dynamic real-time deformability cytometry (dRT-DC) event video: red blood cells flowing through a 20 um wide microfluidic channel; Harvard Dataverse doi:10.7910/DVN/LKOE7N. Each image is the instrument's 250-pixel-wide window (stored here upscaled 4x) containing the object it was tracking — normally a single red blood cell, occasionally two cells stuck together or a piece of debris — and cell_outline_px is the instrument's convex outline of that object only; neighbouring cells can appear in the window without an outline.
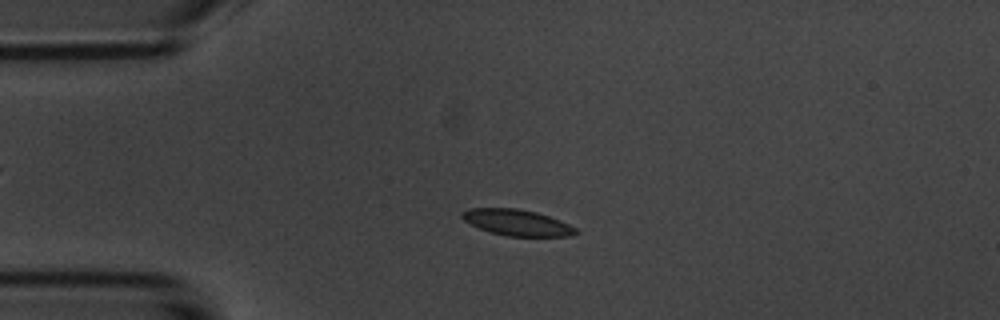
{"species": "common noctule bat (a hibernating species)", "species_latin": "Nyctalus noctula", "temperature_condition": "room temperature", "stored_images_in_passage": 53, "camera_frame_rate_fps": 3000, "um_per_image_px": 0.085, "animal": {"sex": "male", "body_mass_g": 20.1, "forearm_length_mm": 53.5}, "frame": {"image": 1, "passage_image": 12, "time_ms": 3.667, "image_size_px": [1000, 320], "cell_outline_px": [[580, 232], [572, 236], [508, 236], [492, 232], [480, 228], [464, 220], [460, 216], [460, 212], [468, 208], [516, 208], [536, 212], [560, 220], [576, 228]], "centroid_in_image_um": [43.95, 18.91], "position_along_channel_um": 41.0, "area_um2": 17.22}}
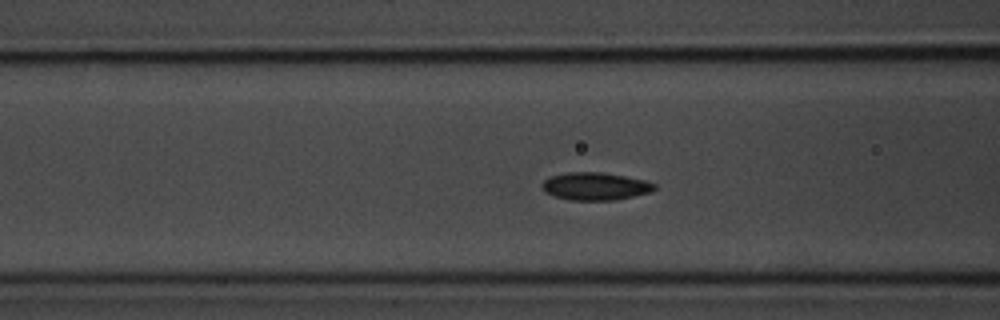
{"frame": {"image": 2, "passage_image": 20, "time_ms": 6.333, "image_size_px": [1000, 320], "cell_outline_px": [[656, 188], [652, 192], [616, 200], [568, 200], [552, 196], [544, 192], [540, 188], [540, 184], [544, 180], [552, 176], [568, 172], [600, 172], [624, 176], [644, 180], [656, 184]], "centroid_in_image_um": [50.56, 15.84], "position_along_channel_um": 116.0, "area_um2": 18.32}}
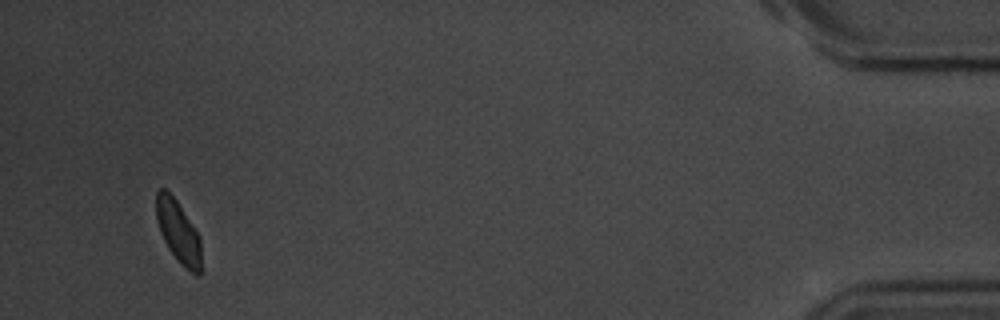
{"frame": {"image": 3, "passage_image": 51, "time_ms": 16.667, "image_size_px": [1000, 320], "cell_outline_px": [[200, 276], [196, 276], [184, 268], [180, 264], [168, 248], [160, 232], [156, 220], [156, 192], [160, 188], [164, 188], [176, 200], [200, 236]], "centroid_in_image_um": [15.14, 19.72], "position_along_channel_um": 420.1, "area_um2": 16.3}, "authors_computed_cell_mechanics": {"area_um2": 17.2822, "velocity_mm_per_s": 3.6814, "shape_relaxation_time_tau1_ms": 2.6347, "shape_relaxation_time_tau2_ms": null, "deformation_change_tau1": 0.1136, "deformation_change_tau2": null}}